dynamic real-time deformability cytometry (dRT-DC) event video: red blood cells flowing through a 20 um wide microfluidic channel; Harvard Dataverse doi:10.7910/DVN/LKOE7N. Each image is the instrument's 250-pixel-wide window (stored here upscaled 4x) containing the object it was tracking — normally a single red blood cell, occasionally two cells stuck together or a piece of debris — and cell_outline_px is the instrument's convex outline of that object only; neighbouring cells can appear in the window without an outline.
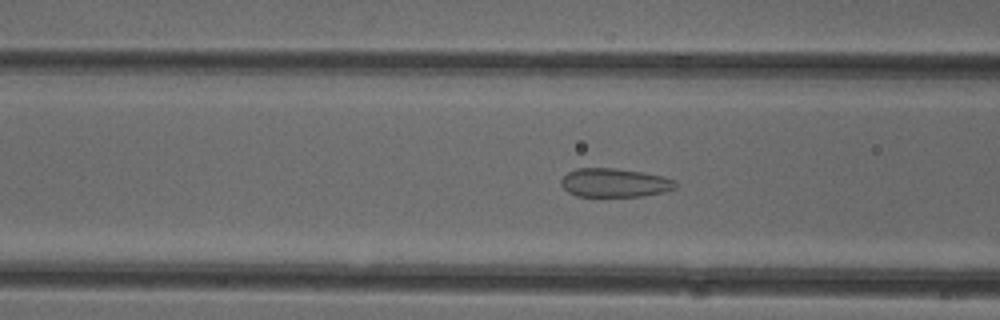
{"species": "common noctule bat (a hibernating species)", "species_latin": "Nyctalus noctula", "temperature_condition": "cold", "stored_images_in_passage": 51, "camera_frame_rate_fps": 3000, "um_per_image_px": 0.085, "animal": {"sex": "female"}, "frame": {"image": 1, "passage_image": 20, "time_ms": 6.333, "image_size_px": [1000, 320], "cell_outline_px": [[676, 188], [664, 192], [644, 196], [576, 196], [568, 192], [560, 184], [560, 180], [568, 172], [576, 168], [616, 168], [644, 172], [664, 176], [676, 180]], "centroid_in_image_um": [52.26, 15.53], "position_along_channel_um": 114.3, "area_um2": 19.36}}
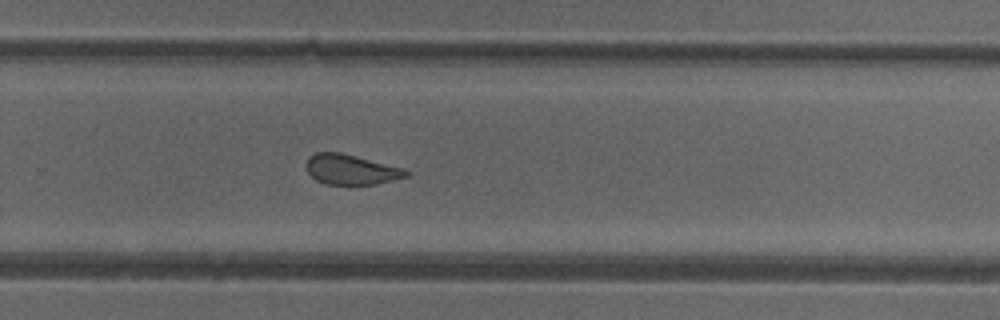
{"frame": {"image": 2, "passage_image": 34, "time_ms": 11.0, "image_size_px": [1000, 320], "cell_outline_px": [[412, 172], [408, 176], [376, 184], [324, 184], [316, 180], [304, 168], [308, 156], [316, 152], [340, 152], [408, 168]], "centroid_in_image_um": [29.87, 14.39], "position_along_channel_um": 299.9, "area_um2": 17.92}}
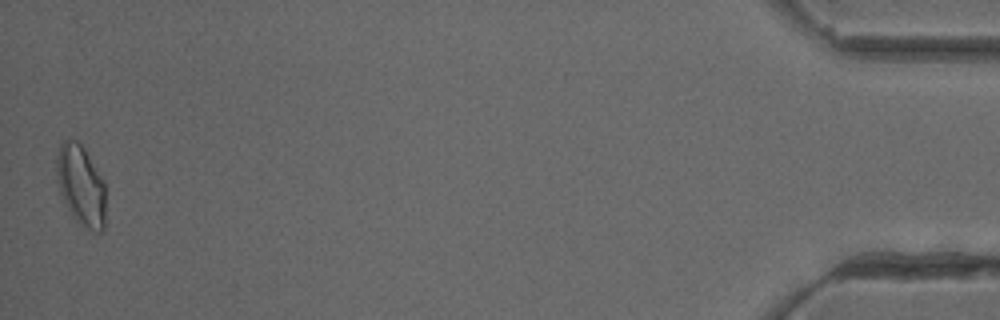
{"frame": {"image": 3, "passage_image": 51, "time_ms": 16.667, "image_size_px": [1000, 320], "cell_outline_px": [[104, 228], [100, 232], [96, 232], [88, 228], [76, 220], [72, 216], [60, 192], [56, 172], [56, 156], [60, 140], [76, 140], [80, 144], [104, 184]], "centroid_in_image_um": [6.83, 15.75], "position_along_channel_um": 428.4, "area_um2": 22.31}, "authors_computed_cell_mechanics": {"area_um2": 19.8254, "velocity_mm_per_s": 3.9941, "shape_relaxation_time_tau1_ms": null, "shape_relaxation_time_tau2_ms": 1.0382, "deformation_change_tau1": null, "deformation_change_tau2": 0.0825}}